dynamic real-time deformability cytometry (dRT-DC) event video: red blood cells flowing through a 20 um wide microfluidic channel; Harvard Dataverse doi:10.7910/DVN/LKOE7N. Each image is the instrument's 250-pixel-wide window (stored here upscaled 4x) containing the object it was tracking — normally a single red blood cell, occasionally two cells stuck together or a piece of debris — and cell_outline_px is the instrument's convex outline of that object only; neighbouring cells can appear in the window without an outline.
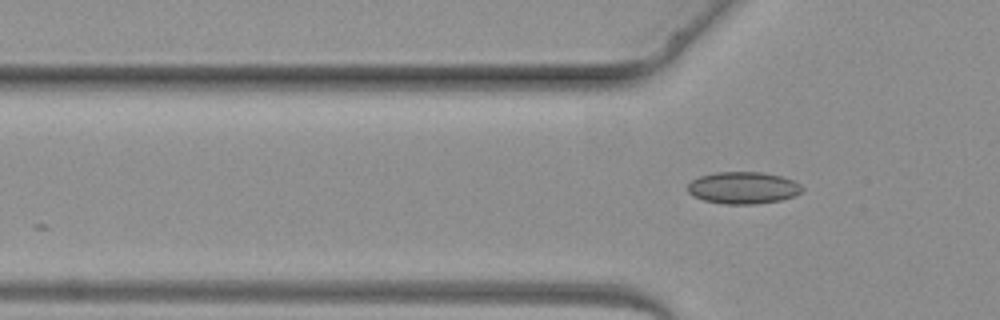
{"species": "common noctule bat (a hibernating species)", "species_latin": "Nyctalus noctula", "temperature_condition": "warm", "stored_images_in_passage": 3, "camera_frame_rate_fps": 3000, "um_per_image_px": 0.085, "animal": {"sex": "female", "body_mass_g": 19.3, "forearm_length_mm": 54.1}, "frame": {"image": 1, "passage_image": 3, "time_ms": 2.333, "image_size_px": [1000, 320], "cell_outline_px": [[804, 188], [800, 192], [792, 196], [780, 200], [756, 204], [724, 204], [704, 200], [692, 196], [688, 192], [688, 184], [692, 180], [700, 176], [716, 172], [760, 172], [780, 176], [792, 180], [800, 184]], "centroid_in_image_um": [63.14, 15.96], "position_along_channel_um": 62.7, "area_um2": 21.21}}